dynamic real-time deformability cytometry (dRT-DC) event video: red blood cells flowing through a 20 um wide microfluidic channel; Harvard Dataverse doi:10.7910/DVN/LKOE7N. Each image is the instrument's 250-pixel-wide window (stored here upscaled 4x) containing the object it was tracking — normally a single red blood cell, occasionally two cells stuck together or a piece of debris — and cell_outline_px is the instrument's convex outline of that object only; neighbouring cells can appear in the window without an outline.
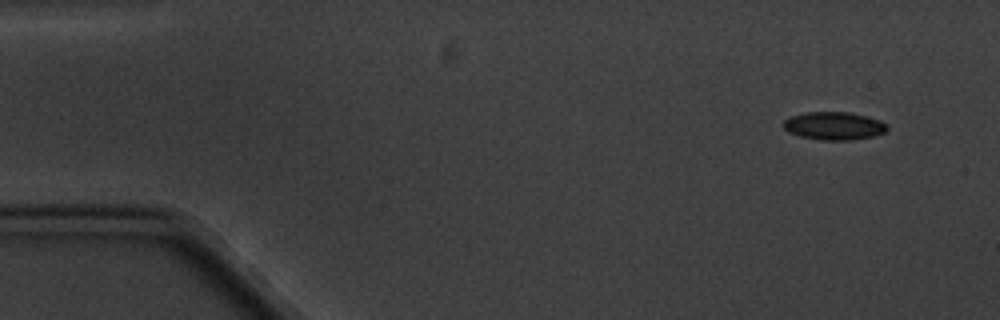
{"species": "common noctule bat (a hibernating species)", "species_latin": "Nyctalus noctula", "temperature_condition": "cold", "stored_images_in_passage": 4, "camera_frame_rate_fps": 3000, "um_per_image_px": 0.085, "animal": {"sex": "male", "body_mass_g": 20.1, "forearm_length_mm": 53.5}, "frame": {"image": 1, "passage_image": 1, "time_ms": 0.0, "image_size_px": [1000, 320], "cell_outline_px": [[888, 128], [884, 132], [872, 136], [852, 140], [820, 140], [800, 136], [788, 132], [784, 128], [784, 120], [788, 116], [804, 112], [848, 112], [880, 120], [888, 124]], "centroid_in_image_um": [70.86, 10.69], "position_along_channel_um": 14.1, "area_um2": 16.94}}